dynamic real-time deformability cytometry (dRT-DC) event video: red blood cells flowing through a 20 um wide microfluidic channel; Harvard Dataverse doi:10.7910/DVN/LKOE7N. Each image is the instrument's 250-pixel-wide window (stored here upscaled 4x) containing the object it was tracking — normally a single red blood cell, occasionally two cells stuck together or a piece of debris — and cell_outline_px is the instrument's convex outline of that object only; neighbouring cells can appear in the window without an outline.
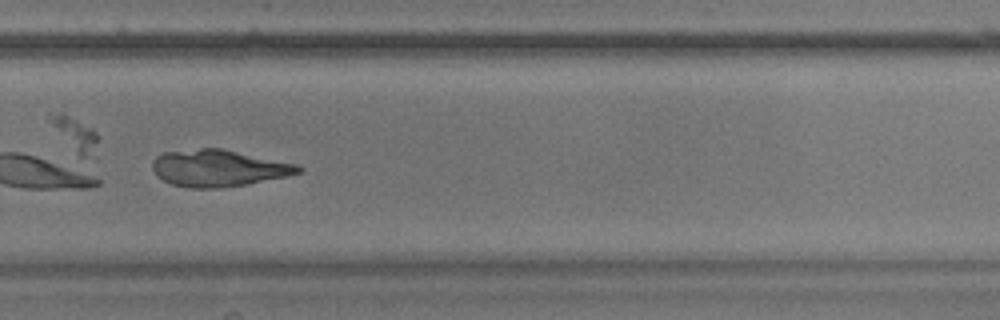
{"species": "common noctule bat (a hibernating species)", "species_latin": "Nyctalus noctula", "temperature_condition": "warm", "stored_images_in_passage": 13, "camera_frame_rate_fps": 3000, "um_per_image_px": 0.085, "animal": {"sex": "male", "body_mass_g": 17.9}, "frame": {"image": 1, "passage_image": 10, "time_ms": 3.0, "image_size_px": [1000, 320], "cell_outline_px": [[304, 168], [300, 172], [284, 176], [248, 184], [216, 188], [192, 188], [172, 184], [164, 180], [152, 168], [152, 160], [156, 156], [164, 152], [200, 148], [220, 148], [296, 164]], "centroid_in_image_um": [18.55, 14.28], "position_along_channel_um": 311.3, "area_um2": 30.81}}